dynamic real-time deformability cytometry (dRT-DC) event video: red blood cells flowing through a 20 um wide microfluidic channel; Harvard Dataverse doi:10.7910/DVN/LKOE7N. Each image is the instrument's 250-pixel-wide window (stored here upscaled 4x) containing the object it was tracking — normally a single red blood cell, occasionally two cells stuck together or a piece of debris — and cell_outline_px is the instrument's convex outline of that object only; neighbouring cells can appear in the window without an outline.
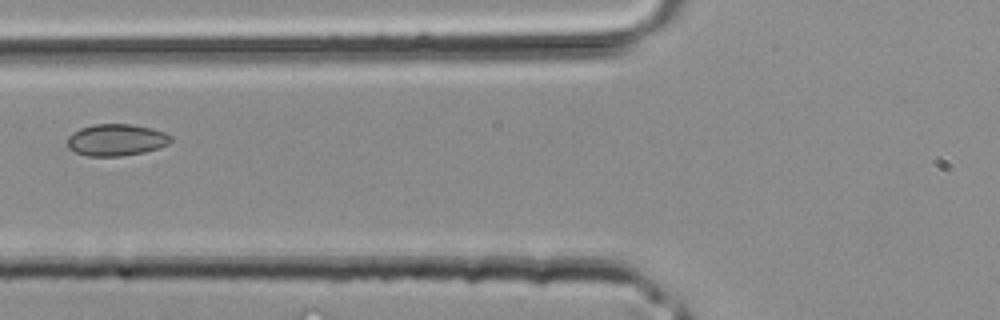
{"species": "common noctule bat (a hibernating species)", "species_latin": "Nyctalus noctula", "temperature_condition": "room temperature", "stored_images_in_passage": 2, "camera_frame_rate_fps": 3000, "um_per_image_px": 0.085, "animal": {"sex": "male", "body_mass_g": 20.4}, "frame": {"image": 1, "passage_image": 2, "time_ms": 0.333, "image_size_px": [1000, 320], "cell_outline_px": [[172, 140], [168, 144], [144, 152], [120, 156], [88, 156], [76, 152], [68, 148], [68, 136], [72, 132], [80, 128], [92, 124], [128, 124], [152, 128], [164, 132], [172, 136]], "centroid_in_image_um": [9.87, 11.88], "position_along_channel_um": 115.9, "area_um2": 19.13}}